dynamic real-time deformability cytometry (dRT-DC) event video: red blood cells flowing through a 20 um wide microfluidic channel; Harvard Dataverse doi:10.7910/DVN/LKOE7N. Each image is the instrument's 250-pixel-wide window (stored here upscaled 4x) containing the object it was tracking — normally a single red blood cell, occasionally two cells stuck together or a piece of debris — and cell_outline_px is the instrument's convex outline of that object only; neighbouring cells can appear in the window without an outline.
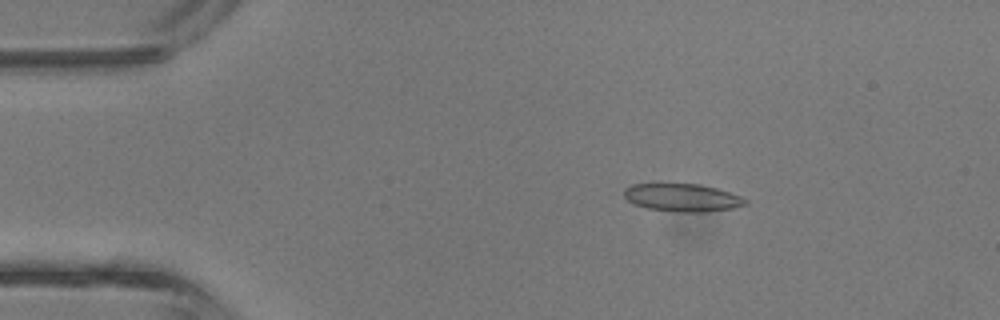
{"species": "common noctule bat (a hibernating species)", "species_latin": "Nyctalus noctula", "temperature_condition": "room temperature", "stored_images_in_passage": 43, "camera_frame_rate_fps": 3000, "um_per_image_px": 0.085, "animal": {"sex": "male", "body_mass_g": 13.3}, "frame": {"image": 1, "passage_image": 7, "time_ms": 2.0, "image_size_px": [1000, 320], "cell_outline_px": [[748, 204], [732, 208], [704, 212], [676, 212], [648, 208], [636, 204], [628, 200], [624, 196], [624, 188], [632, 184], [700, 184], [716, 188], [740, 196], [748, 200]], "centroid_in_image_um": [58.01, 16.8], "position_along_channel_um": 27.0, "area_um2": 19.54}}
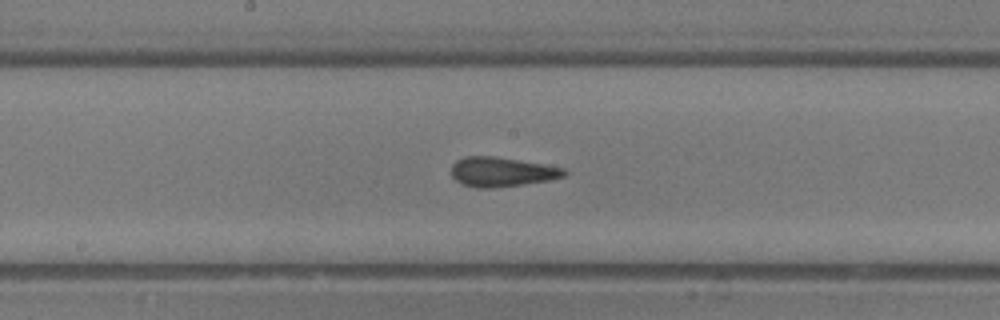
{"frame": {"image": 2, "passage_image": 22, "time_ms": 7.0, "image_size_px": [1000, 320], "cell_outline_px": [[568, 172], [564, 176], [548, 180], [524, 184], [492, 188], [476, 188], [460, 184], [452, 176], [452, 164], [456, 160], [464, 156], [496, 156], [544, 164], [564, 168]], "centroid_in_image_um": [42.62, 14.61], "position_along_channel_um": 205.6, "area_um2": 19.54}}
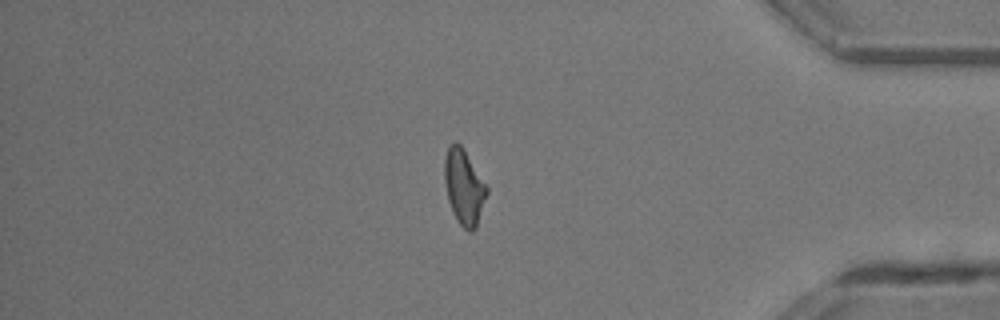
{"frame": {"image": 3, "passage_image": 36, "time_ms": 11.667, "image_size_px": [1000, 320], "cell_outline_px": [[488, 192], [476, 228], [472, 232], [468, 232], [456, 220], [452, 212], [448, 200], [444, 180], [444, 156], [448, 144], [452, 140], [456, 140], [464, 148], [488, 188]], "centroid_in_image_um": [39.42, 15.85], "position_along_channel_um": 395.8, "area_um2": 18.9}, "authors_computed_cell_mechanics": {"area_um2": 19.074, "velocity_mm_per_s": 4.7845, "shape_relaxation_time_tau1_ms": null, "shape_relaxation_time_tau2_ms": 1.5805, "deformation_change_tau1": null, "deformation_change_tau2": 0.0826}}